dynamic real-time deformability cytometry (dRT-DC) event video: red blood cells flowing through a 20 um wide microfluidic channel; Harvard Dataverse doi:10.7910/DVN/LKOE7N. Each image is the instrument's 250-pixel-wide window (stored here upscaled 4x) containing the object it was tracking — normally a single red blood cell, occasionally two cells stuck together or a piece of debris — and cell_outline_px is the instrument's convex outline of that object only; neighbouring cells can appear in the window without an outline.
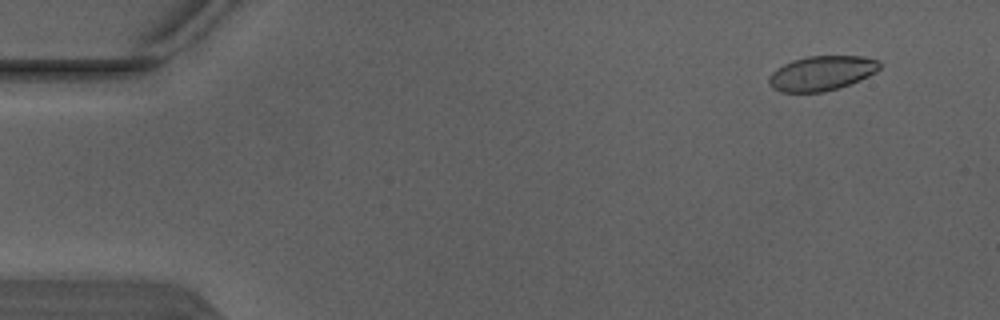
{"species": "Egyptian fruit bat (a non-hibernating species)", "species_latin": "Rousettus aegyptiacus", "temperature_condition": "warm", "stored_images_in_passage": 3, "camera_frame_rate_fps": 3000, "um_per_image_px": 0.085, "animal": {"sex": "male"}, "frame": {"image": 1, "passage_image": 1, "time_ms": 0.0, "image_size_px": [1000, 320], "cell_outline_px": [[880, 68], [876, 72], [860, 80], [824, 92], [780, 92], [772, 88], [768, 84], [768, 76], [776, 68], [792, 60], [808, 56], [864, 56], [880, 60]], "centroid_in_image_um": [69.82, 6.22], "position_along_channel_um": 15.2, "area_um2": 22.48}}